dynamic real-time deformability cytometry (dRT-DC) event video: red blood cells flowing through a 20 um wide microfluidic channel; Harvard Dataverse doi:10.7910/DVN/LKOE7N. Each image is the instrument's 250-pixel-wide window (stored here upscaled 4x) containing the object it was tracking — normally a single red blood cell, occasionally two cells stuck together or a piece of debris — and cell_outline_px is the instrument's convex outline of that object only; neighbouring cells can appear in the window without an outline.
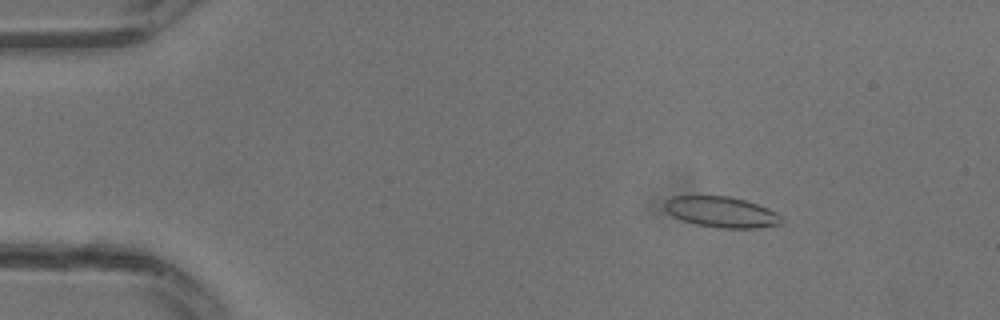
{"species": "common noctule bat (a hibernating species)", "species_latin": "Nyctalus noctula", "temperature_condition": "warm", "stored_images_in_passage": 15, "camera_frame_rate_fps": 3000, "um_per_image_px": 0.085, "animal": {"sex": "male", "body_mass_g": 13.3}, "frame": {"image": 1, "passage_image": 2, "time_ms": 0.333, "image_size_px": [1000, 320], "cell_outline_px": [[784, 220], [780, 224], [756, 228], [720, 228], [696, 224], [672, 216], [664, 208], [664, 200], [672, 196], [728, 196], [744, 200], [768, 208], [776, 212]], "centroid_in_image_um": [61.31, 18.02], "position_along_channel_um": 23.7, "area_um2": 20.87}}
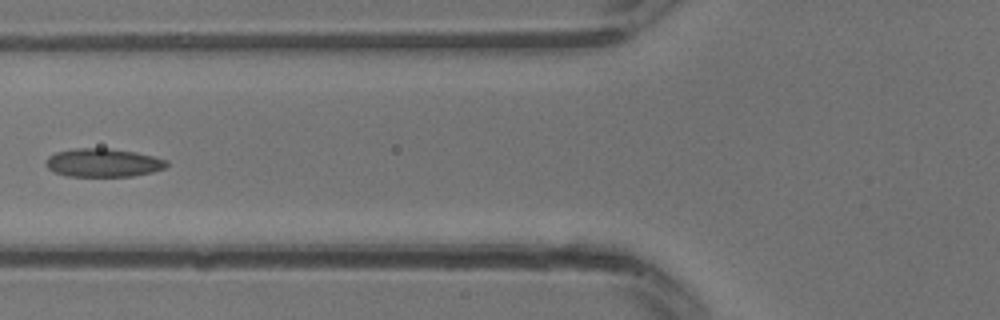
{"frame": {"image": 2, "passage_image": 10, "time_ms": 3.0, "image_size_px": [1000, 320], "cell_outline_px": [[168, 164], [164, 168], [152, 172], [132, 176], [68, 176], [52, 172], [44, 164], [44, 160], [48, 156], [56, 152], [76, 148], [108, 148], [136, 152], [168, 160]], "centroid_in_image_um": [8.73, 13.83], "position_along_channel_um": 117.1, "area_um2": 20.11}}
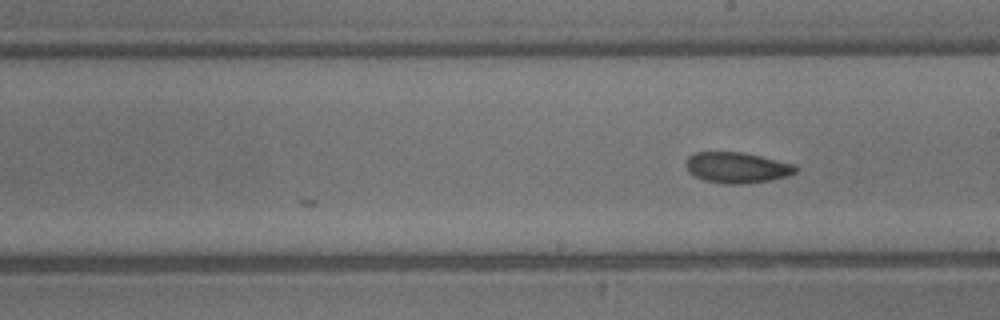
{"frame": {"image": 3, "passage_image": 15, "time_ms": 4.667, "image_size_px": [1000, 320], "cell_outline_px": [[800, 168], [796, 172], [788, 176], [768, 180], [740, 184], [724, 184], [704, 180], [688, 172], [684, 164], [688, 156], [696, 152], [740, 152], [760, 156], [796, 164]], "centroid_in_image_um": [62.64, 14.24], "position_along_channel_um": 226.4, "area_um2": 19.77}}